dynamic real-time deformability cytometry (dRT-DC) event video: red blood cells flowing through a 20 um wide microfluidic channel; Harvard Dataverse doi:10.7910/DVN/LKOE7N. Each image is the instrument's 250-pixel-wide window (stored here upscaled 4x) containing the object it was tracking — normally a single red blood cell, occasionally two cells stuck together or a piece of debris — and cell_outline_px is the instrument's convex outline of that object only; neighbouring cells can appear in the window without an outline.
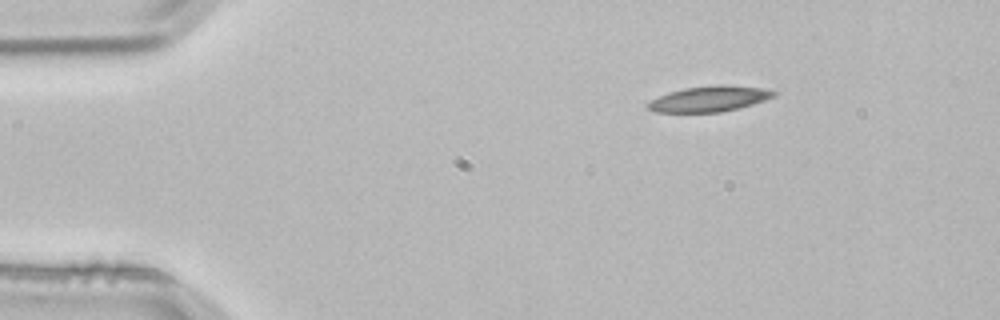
{"species": "common noctule bat (a hibernating species)", "species_latin": "Nyctalus noctula", "temperature_condition": "room temperature", "stored_images_in_passage": 2, "camera_frame_rate_fps": 3000, "um_per_image_px": 0.085, "animal": {"sex": "male", "body_mass_g": 21.5, "forearm_length_mm": 52.0}, "frame": {"image": 1, "passage_image": 1, "time_ms": 0.0, "image_size_px": [1000, 320], "cell_outline_px": [[776, 96], [740, 108], [720, 112], [656, 112], [648, 108], [648, 104], [652, 100], [668, 92], [684, 88], [720, 84], [724, 84], [764, 88], [776, 92]], "centroid_in_image_um": [60.33, 8.39], "position_along_channel_um": 24.7, "area_um2": 18.67}}